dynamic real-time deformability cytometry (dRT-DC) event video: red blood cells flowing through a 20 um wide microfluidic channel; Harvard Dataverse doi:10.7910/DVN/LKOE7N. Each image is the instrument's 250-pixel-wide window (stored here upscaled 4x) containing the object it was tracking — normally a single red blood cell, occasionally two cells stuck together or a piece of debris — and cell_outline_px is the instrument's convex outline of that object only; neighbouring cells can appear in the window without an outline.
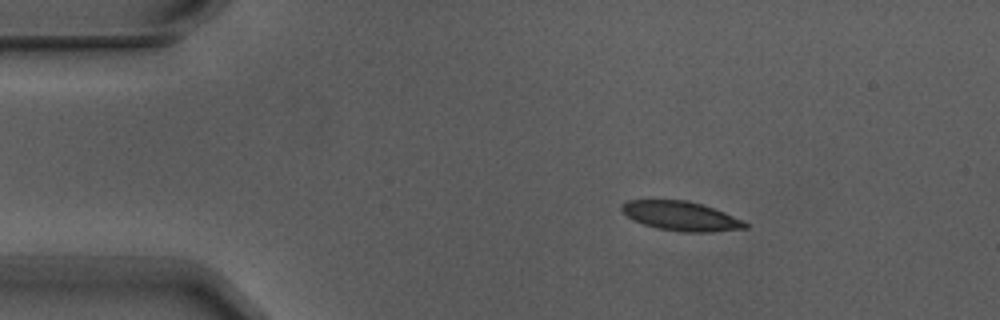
{"species": "Egyptian fruit bat (a non-hibernating species)", "species_latin": "Rousettus aegyptiacus", "temperature_condition": "warm", "stored_images_in_passage": 4, "camera_frame_rate_fps": 3000, "um_per_image_px": 0.085, "animal": {"sex": "male"}, "frame": {"image": 1, "passage_image": 2, "time_ms": 0.333, "image_size_px": [1000, 320], "cell_outline_px": [[748, 228], [712, 232], [684, 232], [656, 228], [632, 220], [620, 208], [620, 204], [628, 200], [688, 200], [724, 212], [744, 220], [748, 224]], "centroid_in_image_um": [57.89, 18.37], "position_along_channel_um": 27.1, "area_um2": 21.1}}